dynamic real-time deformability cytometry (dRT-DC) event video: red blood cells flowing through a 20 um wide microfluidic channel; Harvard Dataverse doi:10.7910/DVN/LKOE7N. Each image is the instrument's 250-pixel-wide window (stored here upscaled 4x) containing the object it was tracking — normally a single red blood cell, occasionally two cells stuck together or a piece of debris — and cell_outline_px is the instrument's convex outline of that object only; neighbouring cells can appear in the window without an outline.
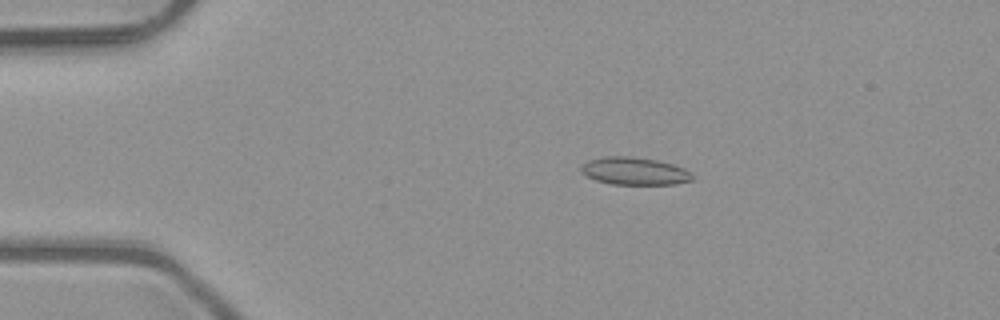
{"species": "common noctule bat (a hibernating species)", "species_latin": "Nyctalus noctula", "temperature_condition": "room temperature", "stored_images_in_passage": 4, "camera_frame_rate_fps": 3000, "um_per_image_px": 0.085, "animal": {"sex": "male", "body_mass_g": 23.1, "forearm_length_mm": 52.7}, "frame": {"image": 1, "passage_image": 3, "time_ms": 0.667, "image_size_px": [1000, 320], "cell_outline_px": [[696, 176], [692, 180], [676, 184], [612, 184], [596, 180], [580, 172], [580, 164], [588, 160], [604, 156], [628, 156], [656, 160], [672, 164], [684, 168], [692, 172]], "centroid_in_image_um": [53.93, 14.54], "position_along_channel_um": 31.1, "area_um2": 18.03}}